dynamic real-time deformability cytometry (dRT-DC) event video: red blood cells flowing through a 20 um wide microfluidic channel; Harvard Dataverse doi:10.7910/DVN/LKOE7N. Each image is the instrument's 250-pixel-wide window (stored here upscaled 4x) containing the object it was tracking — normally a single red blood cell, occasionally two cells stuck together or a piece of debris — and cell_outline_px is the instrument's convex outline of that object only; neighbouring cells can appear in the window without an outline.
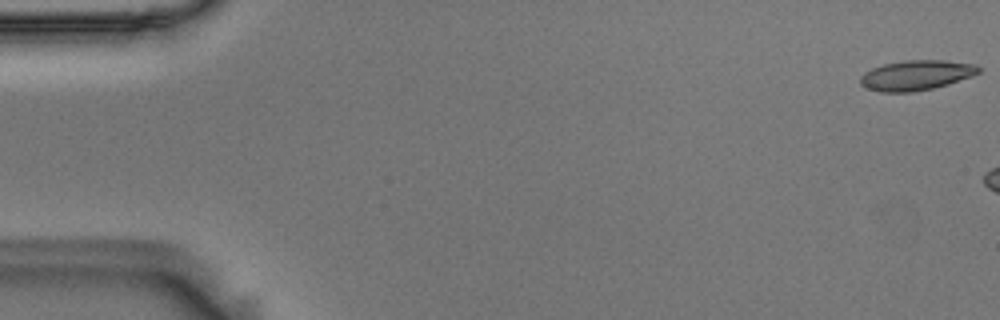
{"species": "Egyptian fruit bat (a non-hibernating species)", "species_latin": "Rousettus aegyptiacus", "temperature_condition": "room temperature", "stored_images_in_passage": 7, "camera_frame_rate_fps": 3000, "um_per_image_px": 0.085, "animal": {"sex": "male"}, "frame": {"image": 1, "passage_image": 1, "time_ms": 0.0, "image_size_px": [1000, 320], "cell_outline_px": [[980, 72], [972, 76], [948, 84], [932, 88], [912, 92], [880, 92], [864, 88], [860, 84], [860, 76], [864, 72], [872, 68], [884, 64], [904, 60], [944, 60], [976, 64], [980, 68]], "centroid_in_image_um": [77.85, 6.39], "position_along_channel_um": 7.1, "area_um2": 20.81}}